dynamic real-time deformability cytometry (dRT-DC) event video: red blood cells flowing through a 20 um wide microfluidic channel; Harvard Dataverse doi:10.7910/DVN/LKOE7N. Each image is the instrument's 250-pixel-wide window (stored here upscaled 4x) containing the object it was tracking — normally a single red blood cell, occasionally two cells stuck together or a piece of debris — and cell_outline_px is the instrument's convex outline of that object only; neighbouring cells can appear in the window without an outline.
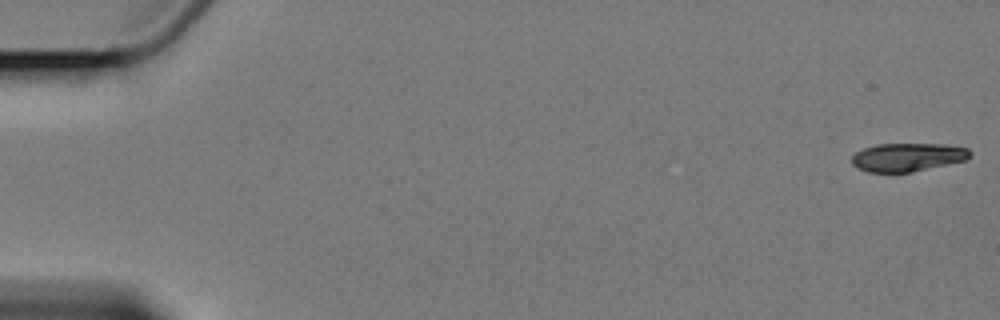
{"species": "Egyptian fruit bat (a non-hibernating species)", "species_latin": "Rousettus aegyptiacus", "temperature_condition": "cold", "stored_images_in_passage": 17, "camera_frame_rate_fps": 3000, "um_per_image_px": 0.085, "animal": {"sex": "female"}, "frame": {"image": 1, "passage_image": 1, "time_ms": 0.0, "image_size_px": [1000, 320], "cell_outline_px": [[972, 152], [968, 160], [912, 172], [868, 172], [852, 164], [852, 156], [856, 152], [864, 148], [876, 144], [940, 144], [968, 148]], "centroid_in_image_um": [77.18, 13.36], "position_along_channel_um": 7.8, "area_um2": 19.54}}